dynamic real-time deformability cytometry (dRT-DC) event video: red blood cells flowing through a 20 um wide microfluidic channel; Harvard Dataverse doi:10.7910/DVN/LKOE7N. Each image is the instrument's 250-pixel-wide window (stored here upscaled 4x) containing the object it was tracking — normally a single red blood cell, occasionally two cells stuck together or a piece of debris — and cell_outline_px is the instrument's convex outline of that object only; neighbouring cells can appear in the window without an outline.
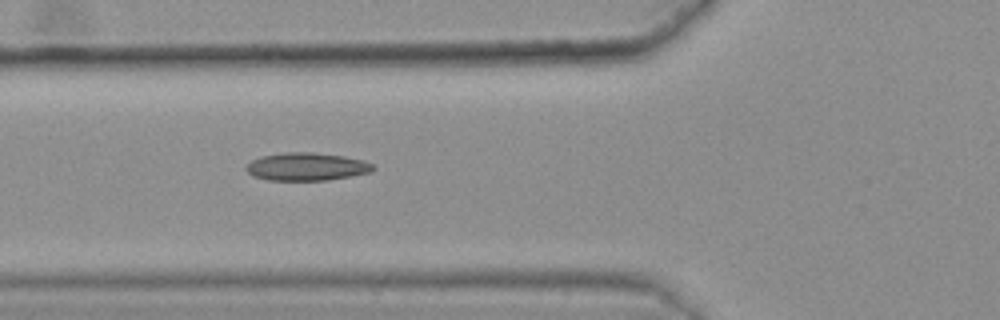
{"species": "common noctule bat (a hibernating species)", "species_latin": "Nyctalus noctula", "temperature_condition": "warm", "stored_images_in_passage": 34, "camera_frame_rate_fps": 3000, "um_per_image_px": 0.085, "animal": {"sex": "female", "body_mass_g": 25.1}, "frame": {"image": 1, "passage_image": 6, "time_ms": 1.667, "image_size_px": [1000, 320], "cell_outline_px": [[376, 168], [372, 172], [328, 180], [268, 180], [252, 176], [244, 168], [252, 160], [260, 156], [284, 152], [312, 152], [344, 156], [364, 160], [372, 164]], "centroid_in_image_um": [26.06, 14.16], "position_along_channel_um": 99.7, "area_um2": 20.75}}
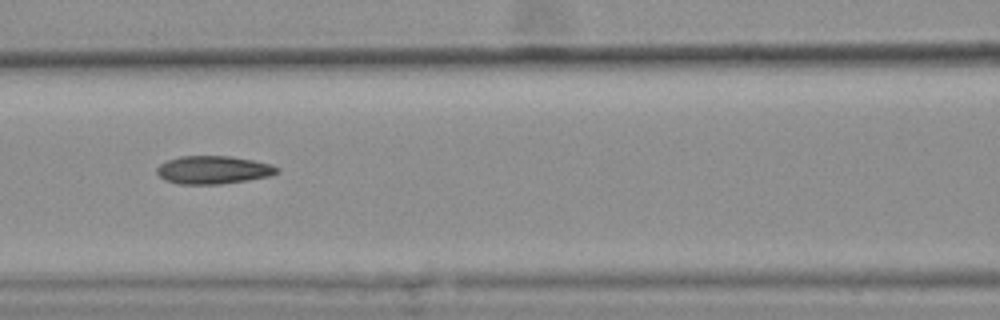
{"frame": {"image": 2, "passage_image": 10, "time_ms": 3.0, "image_size_px": [1000, 320], "cell_outline_px": [[280, 172], [272, 176], [220, 184], [180, 184], [164, 180], [156, 172], [156, 168], [160, 164], [168, 160], [180, 156], [228, 156], [252, 160], [272, 164], [280, 168]], "centroid_in_image_um": [18.15, 14.44], "position_along_channel_um": 148.4, "area_um2": 19.71}, "authors_computed_cell_mechanics": {"area_um2": 19.3341, "velocity_mm_per_s": 3.6303, "shape_relaxation_time_tau1_ms": null, "shape_relaxation_time_tau2_ms": 5.9079, "deformation_change_tau1": null, "deformation_change_tau2": 0.1254}}